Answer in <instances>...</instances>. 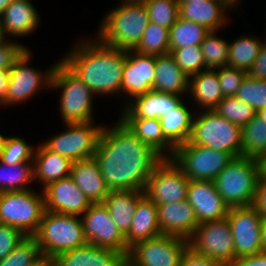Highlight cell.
I'll return each instance as SVG.
<instances>
[{
	"instance_id": "cell-4",
	"label": "cell",
	"mask_w": 266,
	"mask_h": 266,
	"mask_svg": "<svg viewBox=\"0 0 266 266\" xmlns=\"http://www.w3.org/2000/svg\"><path fill=\"white\" fill-rule=\"evenodd\" d=\"M262 160L239 156L217 175L214 182L224 202L231 207L252 206Z\"/></svg>"
},
{
	"instance_id": "cell-43",
	"label": "cell",
	"mask_w": 266,
	"mask_h": 266,
	"mask_svg": "<svg viewBox=\"0 0 266 266\" xmlns=\"http://www.w3.org/2000/svg\"><path fill=\"white\" fill-rule=\"evenodd\" d=\"M256 111L266 107V79H256L248 74L235 95Z\"/></svg>"
},
{
	"instance_id": "cell-9",
	"label": "cell",
	"mask_w": 266,
	"mask_h": 266,
	"mask_svg": "<svg viewBox=\"0 0 266 266\" xmlns=\"http://www.w3.org/2000/svg\"><path fill=\"white\" fill-rule=\"evenodd\" d=\"M32 59V52L25 48L13 61L9 69V79L5 101L0 105L3 107L15 106L27 102L39 90L51 89V80L56 63L44 73L29 65ZM19 103V104H18Z\"/></svg>"
},
{
	"instance_id": "cell-49",
	"label": "cell",
	"mask_w": 266,
	"mask_h": 266,
	"mask_svg": "<svg viewBox=\"0 0 266 266\" xmlns=\"http://www.w3.org/2000/svg\"><path fill=\"white\" fill-rule=\"evenodd\" d=\"M252 207L262 216L266 217V175L259 176Z\"/></svg>"
},
{
	"instance_id": "cell-45",
	"label": "cell",
	"mask_w": 266,
	"mask_h": 266,
	"mask_svg": "<svg viewBox=\"0 0 266 266\" xmlns=\"http://www.w3.org/2000/svg\"><path fill=\"white\" fill-rule=\"evenodd\" d=\"M218 74L221 91L224 97L235 96L240 88L247 72L241 69L231 68L228 66L215 69Z\"/></svg>"
},
{
	"instance_id": "cell-57",
	"label": "cell",
	"mask_w": 266,
	"mask_h": 266,
	"mask_svg": "<svg viewBox=\"0 0 266 266\" xmlns=\"http://www.w3.org/2000/svg\"><path fill=\"white\" fill-rule=\"evenodd\" d=\"M13 0H0V15L5 11V8L12 2Z\"/></svg>"
},
{
	"instance_id": "cell-15",
	"label": "cell",
	"mask_w": 266,
	"mask_h": 266,
	"mask_svg": "<svg viewBox=\"0 0 266 266\" xmlns=\"http://www.w3.org/2000/svg\"><path fill=\"white\" fill-rule=\"evenodd\" d=\"M80 217L87 243L110 248L127 256L129 248L125 237L117 228L103 202L92 203Z\"/></svg>"
},
{
	"instance_id": "cell-61",
	"label": "cell",
	"mask_w": 266,
	"mask_h": 266,
	"mask_svg": "<svg viewBox=\"0 0 266 266\" xmlns=\"http://www.w3.org/2000/svg\"><path fill=\"white\" fill-rule=\"evenodd\" d=\"M262 172L266 175V157L262 160Z\"/></svg>"
},
{
	"instance_id": "cell-7",
	"label": "cell",
	"mask_w": 266,
	"mask_h": 266,
	"mask_svg": "<svg viewBox=\"0 0 266 266\" xmlns=\"http://www.w3.org/2000/svg\"><path fill=\"white\" fill-rule=\"evenodd\" d=\"M189 142L241 156V127L214 110L195 112Z\"/></svg>"
},
{
	"instance_id": "cell-33",
	"label": "cell",
	"mask_w": 266,
	"mask_h": 266,
	"mask_svg": "<svg viewBox=\"0 0 266 266\" xmlns=\"http://www.w3.org/2000/svg\"><path fill=\"white\" fill-rule=\"evenodd\" d=\"M264 40L259 37L241 36L229 43L227 66L248 72L258 57Z\"/></svg>"
},
{
	"instance_id": "cell-32",
	"label": "cell",
	"mask_w": 266,
	"mask_h": 266,
	"mask_svg": "<svg viewBox=\"0 0 266 266\" xmlns=\"http://www.w3.org/2000/svg\"><path fill=\"white\" fill-rule=\"evenodd\" d=\"M190 110L182 101L174 110L159 119L164 136L175 147L189 141L195 115Z\"/></svg>"
},
{
	"instance_id": "cell-23",
	"label": "cell",
	"mask_w": 266,
	"mask_h": 266,
	"mask_svg": "<svg viewBox=\"0 0 266 266\" xmlns=\"http://www.w3.org/2000/svg\"><path fill=\"white\" fill-rule=\"evenodd\" d=\"M30 0H13L0 15L5 35L24 37L35 32L39 26L40 16Z\"/></svg>"
},
{
	"instance_id": "cell-18",
	"label": "cell",
	"mask_w": 266,
	"mask_h": 266,
	"mask_svg": "<svg viewBox=\"0 0 266 266\" xmlns=\"http://www.w3.org/2000/svg\"><path fill=\"white\" fill-rule=\"evenodd\" d=\"M45 210L81 216L92 204L71 176L51 182L42 189Z\"/></svg>"
},
{
	"instance_id": "cell-22",
	"label": "cell",
	"mask_w": 266,
	"mask_h": 266,
	"mask_svg": "<svg viewBox=\"0 0 266 266\" xmlns=\"http://www.w3.org/2000/svg\"><path fill=\"white\" fill-rule=\"evenodd\" d=\"M161 234L189 239L199 225L192 205L187 201L157 205Z\"/></svg>"
},
{
	"instance_id": "cell-58",
	"label": "cell",
	"mask_w": 266,
	"mask_h": 266,
	"mask_svg": "<svg viewBox=\"0 0 266 266\" xmlns=\"http://www.w3.org/2000/svg\"><path fill=\"white\" fill-rule=\"evenodd\" d=\"M256 115L266 123V107L258 110Z\"/></svg>"
},
{
	"instance_id": "cell-16",
	"label": "cell",
	"mask_w": 266,
	"mask_h": 266,
	"mask_svg": "<svg viewBox=\"0 0 266 266\" xmlns=\"http://www.w3.org/2000/svg\"><path fill=\"white\" fill-rule=\"evenodd\" d=\"M227 218L234 241L236 258L262 252V216L252 207H231Z\"/></svg>"
},
{
	"instance_id": "cell-54",
	"label": "cell",
	"mask_w": 266,
	"mask_h": 266,
	"mask_svg": "<svg viewBox=\"0 0 266 266\" xmlns=\"http://www.w3.org/2000/svg\"><path fill=\"white\" fill-rule=\"evenodd\" d=\"M222 1L232 12V9L239 8V5L241 4V0H220Z\"/></svg>"
},
{
	"instance_id": "cell-17",
	"label": "cell",
	"mask_w": 266,
	"mask_h": 266,
	"mask_svg": "<svg viewBox=\"0 0 266 266\" xmlns=\"http://www.w3.org/2000/svg\"><path fill=\"white\" fill-rule=\"evenodd\" d=\"M155 64L156 56L127 50L121 82L122 95L130 98L126 101L153 90Z\"/></svg>"
},
{
	"instance_id": "cell-52",
	"label": "cell",
	"mask_w": 266,
	"mask_h": 266,
	"mask_svg": "<svg viewBox=\"0 0 266 266\" xmlns=\"http://www.w3.org/2000/svg\"><path fill=\"white\" fill-rule=\"evenodd\" d=\"M9 70H0V105L6 99Z\"/></svg>"
},
{
	"instance_id": "cell-40",
	"label": "cell",
	"mask_w": 266,
	"mask_h": 266,
	"mask_svg": "<svg viewBox=\"0 0 266 266\" xmlns=\"http://www.w3.org/2000/svg\"><path fill=\"white\" fill-rule=\"evenodd\" d=\"M148 11L149 21L170 29L179 17L177 0H141Z\"/></svg>"
},
{
	"instance_id": "cell-26",
	"label": "cell",
	"mask_w": 266,
	"mask_h": 266,
	"mask_svg": "<svg viewBox=\"0 0 266 266\" xmlns=\"http://www.w3.org/2000/svg\"><path fill=\"white\" fill-rule=\"evenodd\" d=\"M228 10L230 9L220 0L179 3L180 18L201 24L210 31H219L225 27L229 22L225 14Z\"/></svg>"
},
{
	"instance_id": "cell-12",
	"label": "cell",
	"mask_w": 266,
	"mask_h": 266,
	"mask_svg": "<svg viewBox=\"0 0 266 266\" xmlns=\"http://www.w3.org/2000/svg\"><path fill=\"white\" fill-rule=\"evenodd\" d=\"M94 122L64 123L67 126L64 132L49 137L42 144L73 162L91 158L103 127Z\"/></svg>"
},
{
	"instance_id": "cell-30",
	"label": "cell",
	"mask_w": 266,
	"mask_h": 266,
	"mask_svg": "<svg viewBox=\"0 0 266 266\" xmlns=\"http://www.w3.org/2000/svg\"><path fill=\"white\" fill-rule=\"evenodd\" d=\"M143 195L144 192L135 190L110 191L103 201L124 237L131 228L137 202Z\"/></svg>"
},
{
	"instance_id": "cell-11",
	"label": "cell",
	"mask_w": 266,
	"mask_h": 266,
	"mask_svg": "<svg viewBox=\"0 0 266 266\" xmlns=\"http://www.w3.org/2000/svg\"><path fill=\"white\" fill-rule=\"evenodd\" d=\"M188 246L186 238L161 234L130 247L126 266H180L182 255Z\"/></svg>"
},
{
	"instance_id": "cell-38",
	"label": "cell",
	"mask_w": 266,
	"mask_h": 266,
	"mask_svg": "<svg viewBox=\"0 0 266 266\" xmlns=\"http://www.w3.org/2000/svg\"><path fill=\"white\" fill-rule=\"evenodd\" d=\"M218 31H210L201 43L205 70H215L227 66L229 55V42L219 37Z\"/></svg>"
},
{
	"instance_id": "cell-19",
	"label": "cell",
	"mask_w": 266,
	"mask_h": 266,
	"mask_svg": "<svg viewBox=\"0 0 266 266\" xmlns=\"http://www.w3.org/2000/svg\"><path fill=\"white\" fill-rule=\"evenodd\" d=\"M186 200L192 205L199 224L227 217L230 208L214 181L190 180Z\"/></svg>"
},
{
	"instance_id": "cell-21",
	"label": "cell",
	"mask_w": 266,
	"mask_h": 266,
	"mask_svg": "<svg viewBox=\"0 0 266 266\" xmlns=\"http://www.w3.org/2000/svg\"><path fill=\"white\" fill-rule=\"evenodd\" d=\"M51 266H126V257L113 249L85 244L50 259Z\"/></svg>"
},
{
	"instance_id": "cell-31",
	"label": "cell",
	"mask_w": 266,
	"mask_h": 266,
	"mask_svg": "<svg viewBox=\"0 0 266 266\" xmlns=\"http://www.w3.org/2000/svg\"><path fill=\"white\" fill-rule=\"evenodd\" d=\"M137 138L163 158H171L175 146L164 136L159 119H120Z\"/></svg>"
},
{
	"instance_id": "cell-25",
	"label": "cell",
	"mask_w": 266,
	"mask_h": 266,
	"mask_svg": "<svg viewBox=\"0 0 266 266\" xmlns=\"http://www.w3.org/2000/svg\"><path fill=\"white\" fill-rule=\"evenodd\" d=\"M73 161L57 152L48 150L42 143L34 151V180L42 183L44 189L51 182L71 175Z\"/></svg>"
},
{
	"instance_id": "cell-47",
	"label": "cell",
	"mask_w": 266,
	"mask_h": 266,
	"mask_svg": "<svg viewBox=\"0 0 266 266\" xmlns=\"http://www.w3.org/2000/svg\"><path fill=\"white\" fill-rule=\"evenodd\" d=\"M28 48L23 44L11 41L10 39L0 45V70H9L13 61L20 55V53Z\"/></svg>"
},
{
	"instance_id": "cell-60",
	"label": "cell",
	"mask_w": 266,
	"mask_h": 266,
	"mask_svg": "<svg viewBox=\"0 0 266 266\" xmlns=\"http://www.w3.org/2000/svg\"><path fill=\"white\" fill-rule=\"evenodd\" d=\"M5 138H6V136L0 134V153H1L2 149H3V144H4V141H5Z\"/></svg>"
},
{
	"instance_id": "cell-41",
	"label": "cell",
	"mask_w": 266,
	"mask_h": 266,
	"mask_svg": "<svg viewBox=\"0 0 266 266\" xmlns=\"http://www.w3.org/2000/svg\"><path fill=\"white\" fill-rule=\"evenodd\" d=\"M34 151L33 146L25 139L15 135L6 136L0 153V161L7 165L33 163Z\"/></svg>"
},
{
	"instance_id": "cell-1",
	"label": "cell",
	"mask_w": 266,
	"mask_h": 266,
	"mask_svg": "<svg viewBox=\"0 0 266 266\" xmlns=\"http://www.w3.org/2000/svg\"><path fill=\"white\" fill-rule=\"evenodd\" d=\"M102 127L93 155L110 191L144 192L148 178L164 159L120 120Z\"/></svg>"
},
{
	"instance_id": "cell-36",
	"label": "cell",
	"mask_w": 266,
	"mask_h": 266,
	"mask_svg": "<svg viewBox=\"0 0 266 266\" xmlns=\"http://www.w3.org/2000/svg\"><path fill=\"white\" fill-rule=\"evenodd\" d=\"M33 180V163L7 165L0 161V193L29 190Z\"/></svg>"
},
{
	"instance_id": "cell-46",
	"label": "cell",
	"mask_w": 266,
	"mask_h": 266,
	"mask_svg": "<svg viewBox=\"0 0 266 266\" xmlns=\"http://www.w3.org/2000/svg\"><path fill=\"white\" fill-rule=\"evenodd\" d=\"M25 237L19 229L0 223V260L4 259Z\"/></svg>"
},
{
	"instance_id": "cell-2",
	"label": "cell",
	"mask_w": 266,
	"mask_h": 266,
	"mask_svg": "<svg viewBox=\"0 0 266 266\" xmlns=\"http://www.w3.org/2000/svg\"><path fill=\"white\" fill-rule=\"evenodd\" d=\"M79 41L60 60L95 95L121 94L127 50L107 46L96 36Z\"/></svg>"
},
{
	"instance_id": "cell-34",
	"label": "cell",
	"mask_w": 266,
	"mask_h": 266,
	"mask_svg": "<svg viewBox=\"0 0 266 266\" xmlns=\"http://www.w3.org/2000/svg\"><path fill=\"white\" fill-rule=\"evenodd\" d=\"M241 156L266 157V123L257 115L241 128Z\"/></svg>"
},
{
	"instance_id": "cell-13",
	"label": "cell",
	"mask_w": 266,
	"mask_h": 266,
	"mask_svg": "<svg viewBox=\"0 0 266 266\" xmlns=\"http://www.w3.org/2000/svg\"><path fill=\"white\" fill-rule=\"evenodd\" d=\"M189 247L220 263H231L235 258L233 236L228 218L201 223L188 239Z\"/></svg>"
},
{
	"instance_id": "cell-3",
	"label": "cell",
	"mask_w": 266,
	"mask_h": 266,
	"mask_svg": "<svg viewBox=\"0 0 266 266\" xmlns=\"http://www.w3.org/2000/svg\"><path fill=\"white\" fill-rule=\"evenodd\" d=\"M149 23L145 4L139 0H121L102 18L96 34L107 46L123 50L134 49Z\"/></svg>"
},
{
	"instance_id": "cell-35",
	"label": "cell",
	"mask_w": 266,
	"mask_h": 266,
	"mask_svg": "<svg viewBox=\"0 0 266 266\" xmlns=\"http://www.w3.org/2000/svg\"><path fill=\"white\" fill-rule=\"evenodd\" d=\"M209 32L210 30L201 24L178 17L169 29L170 52L182 47L200 46Z\"/></svg>"
},
{
	"instance_id": "cell-28",
	"label": "cell",
	"mask_w": 266,
	"mask_h": 266,
	"mask_svg": "<svg viewBox=\"0 0 266 266\" xmlns=\"http://www.w3.org/2000/svg\"><path fill=\"white\" fill-rule=\"evenodd\" d=\"M188 85L189 77L170 53L156 56L154 91L188 96Z\"/></svg>"
},
{
	"instance_id": "cell-62",
	"label": "cell",
	"mask_w": 266,
	"mask_h": 266,
	"mask_svg": "<svg viewBox=\"0 0 266 266\" xmlns=\"http://www.w3.org/2000/svg\"><path fill=\"white\" fill-rule=\"evenodd\" d=\"M218 266H232L231 263H220Z\"/></svg>"
},
{
	"instance_id": "cell-27",
	"label": "cell",
	"mask_w": 266,
	"mask_h": 266,
	"mask_svg": "<svg viewBox=\"0 0 266 266\" xmlns=\"http://www.w3.org/2000/svg\"><path fill=\"white\" fill-rule=\"evenodd\" d=\"M161 235L158 224L157 205L145 194L138 200L131 228L125 236L127 247L137 242Z\"/></svg>"
},
{
	"instance_id": "cell-59",
	"label": "cell",
	"mask_w": 266,
	"mask_h": 266,
	"mask_svg": "<svg viewBox=\"0 0 266 266\" xmlns=\"http://www.w3.org/2000/svg\"><path fill=\"white\" fill-rule=\"evenodd\" d=\"M179 3L205 2L209 0H177Z\"/></svg>"
},
{
	"instance_id": "cell-39",
	"label": "cell",
	"mask_w": 266,
	"mask_h": 266,
	"mask_svg": "<svg viewBox=\"0 0 266 266\" xmlns=\"http://www.w3.org/2000/svg\"><path fill=\"white\" fill-rule=\"evenodd\" d=\"M214 111L241 128L257 114V111L252 106L235 96L221 99Z\"/></svg>"
},
{
	"instance_id": "cell-51",
	"label": "cell",
	"mask_w": 266,
	"mask_h": 266,
	"mask_svg": "<svg viewBox=\"0 0 266 266\" xmlns=\"http://www.w3.org/2000/svg\"><path fill=\"white\" fill-rule=\"evenodd\" d=\"M231 264L232 266H266V252L235 258Z\"/></svg>"
},
{
	"instance_id": "cell-8",
	"label": "cell",
	"mask_w": 266,
	"mask_h": 266,
	"mask_svg": "<svg viewBox=\"0 0 266 266\" xmlns=\"http://www.w3.org/2000/svg\"><path fill=\"white\" fill-rule=\"evenodd\" d=\"M45 211L44 195L33 189L0 193V223L33 236Z\"/></svg>"
},
{
	"instance_id": "cell-42",
	"label": "cell",
	"mask_w": 266,
	"mask_h": 266,
	"mask_svg": "<svg viewBox=\"0 0 266 266\" xmlns=\"http://www.w3.org/2000/svg\"><path fill=\"white\" fill-rule=\"evenodd\" d=\"M41 256L35 238L26 236L4 259L0 260V266H29Z\"/></svg>"
},
{
	"instance_id": "cell-56",
	"label": "cell",
	"mask_w": 266,
	"mask_h": 266,
	"mask_svg": "<svg viewBox=\"0 0 266 266\" xmlns=\"http://www.w3.org/2000/svg\"><path fill=\"white\" fill-rule=\"evenodd\" d=\"M9 39H7L5 32H4V27L2 26L1 20H0V45L7 42Z\"/></svg>"
},
{
	"instance_id": "cell-6",
	"label": "cell",
	"mask_w": 266,
	"mask_h": 266,
	"mask_svg": "<svg viewBox=\"0 0 266 266\" xmlns=\"http://www.w3.org/2000/svg\"><path fill=\"white\" fill-rule=\"evenodd\" d=\"M51 88L61 90L59 110L64 123L95 121L92 115L95 94L61 60L54 68Z\"/></svg>"
},
{
	"instance_id": "cell-37",
	"label": "cell",
	"mask_w": 266,
	"mask_h": 266,
	"mask_svg": "<svg viewBox=\"0 0 266 266\" xmlns=\"http://www.w3.org/2000/svg\"><path fill=\"white\" fill-rule=\"evenodd\" d=\"M133 50L154 56L169 54V29L149 21L140 42Z\"/></svg>"
},
{
	"instance_id": "cell-24",
	"label": "cell",
	"mask_w": 266,
	"mask_h": 266,
	"mask_svg": "<svg viewBox=\"0 0 266 266\" xmlns=\"http://www.w3.org/2000/svg\"><path fill=\"white\" fill-rule=\"evenodd\" d=\"M91 203H101L110 190L94 157L72 163L70 175Z\"/></svg>"
},
{
	"instance_id": "cell-20",
	"label": "cell",
	"mask_w": 266,
	"mask_h": 266,
	"mask_svg": "<svg viewBox=\"0 0 266 266\" xmlns=\"http://www.w3.org/2000/svg\"><path fill=\"white\" fill-rule=\"evenodd\" d=\"M181 95L148 91L124 102L119 119H160L174 110L182 101Z\"/></svg>"
},
{
	"instance_id": "cell-5",
	"label": "cell",
	"mask_w": 266,
	"mask_h": 266,
	"mask_svg": "<svg viewBox=\"0 0 266 266\" xmlns=\"http://www.w3.org/2000/svg\"><path fill=\"white\" fill-rule=\"evenodd\" d=\"M41 254L52 259L68 250L87 244L80 216L45 210L36 233L33 235Z\"/></svg>"
},
{
	"instance_id": "cell-53",
	"label": "cell",
	"mask_w": 266,
	"mask_h": 266,
	"mask_svg": "<svg viewBox=\"0 0 266 266\" xmlns=\"http://www.w3.org/2000/svg\"><path fill=\"white\" fill-rule=\"evenodd\" d=\"M261 245H262V252H266V217H262L261 219Z\"/></svg>"
},
{
	"instance_id": "cell-14",
	"label": "cell",
	"mask_w": 266,
	"mask_h": 266,
	"mask_svg": "<svg viewBox=\"0 0 266 266\" xmlns=\"http://www.w3.org/2000/svg\"><path fill=\"white\" fill-rule=\"evenodd\" d=\"M189 181L171 158H164L148 178L144 194L156 205L183 201Z\"/></svg>"
},
{
	"instance_id": "cell-10",
	"label": "cell",
	"mask_w": 266,
	"mask_h": 266,
	"mask_svg": "<svg viewBox=\"0 0 266 266\" xmlns=\"http://www.w3.org/2000/svg\"><path fill=\"white\" fill-rule=\"evenodd\" d=\"M234 157L229 152L214 150L188 141L175 147L171 159L189 180L214 181Z\"/></svg>"
},
{
	"instance_id": "cell-44",
	"label": "cell",
	"mask_w": 266,
	"mask_h": 266,
	"mask_svg": "<svg viewBox=\"0 0 266 266\" xmlns=\"http://www.w3.org/2000/svg\"><path fill=\"white\" fill-rule=\"evenodd\" d=\"M170 54L174 57L176 64L189 78L205 70L201 46L192 45L173 49Z\"/></svg>"
},
{
	"instance_id": "cell-29",
	"label": "cell",
	"mask_w": 266,
	"mask_h": 266,
	"mask_svg": "<svg viewBox=\"0 0 266 266\" xmlns=\"http://www.w3.org/2000/svg\"><path fill=\"white\" fill-rule=\"evenodd\" d=\"M188 94L197 103L198 108L214 110L221 99V91L216 70L206 69L189 78ZM201 107V108H200Z\"/></svg>"
},
{
	"instance_id": "cell-48",
	"label": "cell",
	"mask_w": 266,
	"mask_h": 266,
	"mask_svg": "<svg viewBox=\"0 0 266 266\" xmlns=\"http://www.w3.org/2000/svg\"><path fill=\"white\" fill-rule=\"evenodd\" d=\"M219 261L211 259L206 255L196 253L191 247H187L184 251L180 266H218Z\"/></svg>"
},
{
	"instance_id": "cell-55",
	"label": "cell",
	"mask_w": 266,
	"mask_h": 266,
	"mask_svg": "<svg viewBox=\"0 0 266 266\" xmlns=\"http://www.w3.org/2000/svg\"><path fill=\"white\" fill-rule=\"evenodd\" d=\"M29 266H50V260L42 255L34 264Z\"/></svg>"
},
{
	"instance_id": "cell-50",
	"label": "cell",
	"mask_w": 266,
	"mask_h": 266,
	"mask_svg": "<svg viewBox=\"0 0 266 266\" xmlns=\"http://www.w3.org/2000/svg\"><path fill=\"white\" fill-rule=\"evenodd\" d=\"M247 74L256 79H266V41L263 42L258 57Z\"/></svg>"
}]
</instances>
